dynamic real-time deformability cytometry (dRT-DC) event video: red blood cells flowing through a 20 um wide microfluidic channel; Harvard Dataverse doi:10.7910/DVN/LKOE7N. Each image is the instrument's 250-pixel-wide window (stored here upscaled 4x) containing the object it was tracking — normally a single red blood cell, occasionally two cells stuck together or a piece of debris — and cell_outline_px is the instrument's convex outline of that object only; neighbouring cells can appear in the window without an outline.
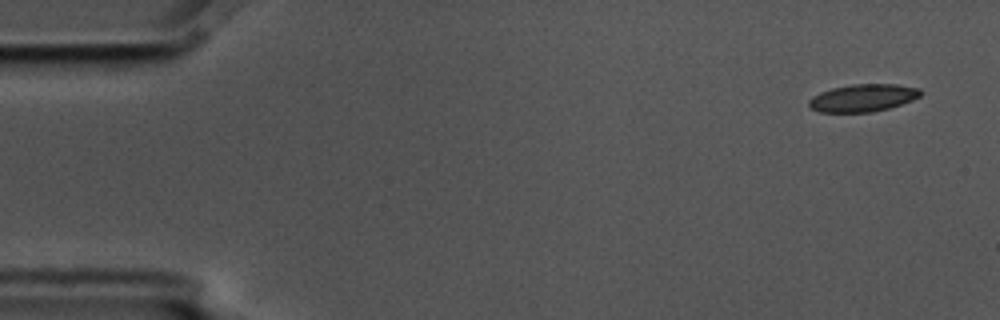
{"species": "common noctule bat (a hibernating species)", "species_latin": "Nyctalus noctula", "temperature_condition": "cold", "stored_images_in_passage": 4, "camera_frame_rate_fps": 3000, "um_per_image_px": 0.085, "animal": {"sex": "male", "body_mass_g": 17.5, "forearm_length_mm": 52.3}, "frame": {"image": 1, "passage_image": 1, "time_ms": 0.0, "image_size_px": [1000, 320], "cell_outline_px": [[924, 92], [920, 96], [912, 100], [888, 108], [872, 112], [820, 112], [812, 108], [808, 104], [808, 100], [812, 96], [820, 92], [832, 88], [852, 84], [896, 84], [920, 88]], "centroid_in_image_um": [73.36, 8.31], "position_along_channel_um": 11.6, "area_um2": 17.92}}
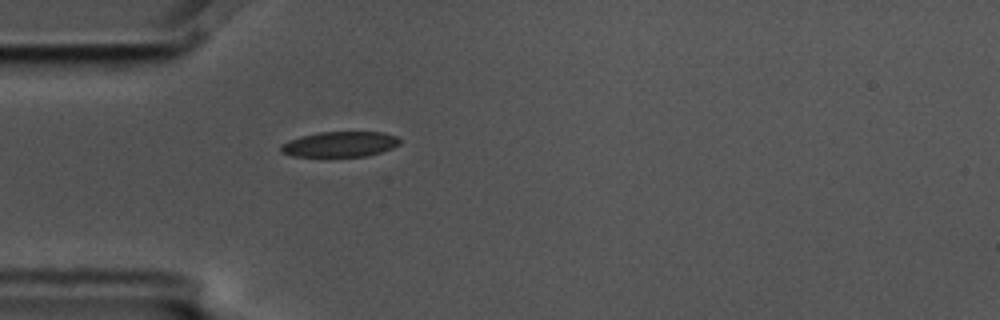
{"frame": {"image": 2, "passage_image": 4, "time_ms": 1.0, "image_size_px": [1000, 320], "cell_outline_px": [[400, 144], [392, 148], [380, 152], [364, 156], [292, 156], [280, 152], [280, 144], [288, 140], [300, 136], [320, 132], [384, 132], [400, 136]], "centroid_in_image_um": [28.89, 12.25], "position_along_channel_um": 56.1, "area_um2": 17.69}}